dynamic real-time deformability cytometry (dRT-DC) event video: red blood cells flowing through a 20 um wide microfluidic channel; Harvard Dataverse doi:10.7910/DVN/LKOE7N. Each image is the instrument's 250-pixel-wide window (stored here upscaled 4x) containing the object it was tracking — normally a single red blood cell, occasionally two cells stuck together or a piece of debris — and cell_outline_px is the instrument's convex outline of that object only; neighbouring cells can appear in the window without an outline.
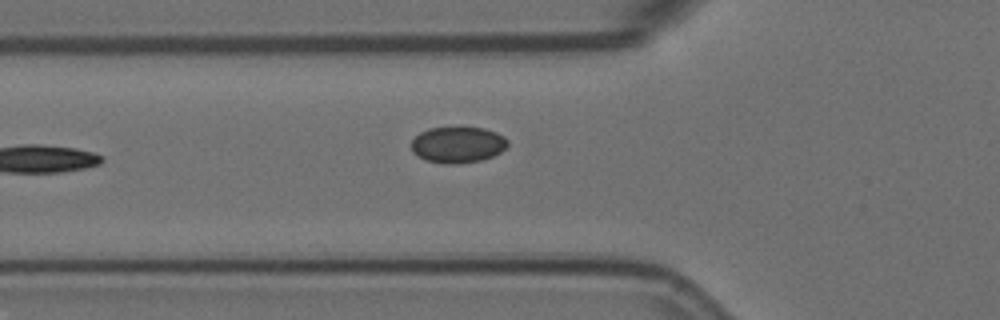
{"species": "Egyptian fruit bat (a non-hibernating species)", "species_latin": "Rousettus aegyptiacus", "temperature_condition": "room temperature", "stored_images_in_passage": 6, "segment_of_instrument_passage": [1, 2], "camera_frame_rate_fps": 3000, "um_per_image_px": 0.085, "animal": {"sex": "female"}, "frame": {"image": 1, "passage_image": 5, "time_ms": 1.333, "image_size_px": [1000, 320], "cell_outline_px": [[508, 144], [500, 152], [492, 156], [480, 160], [456, 164], [448, 164], [424, 160], [412, 152], [412, 140], [420, 132], [428, 128], [484, 128], [496, 132], [504, 136], [508, 140]], "centroid_in_image_um": [38.9, 12.3], "position_along_channel_um": 86.9, "area_um2": 20.17}}